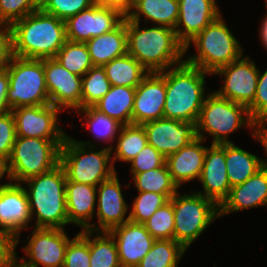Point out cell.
<instances>
[{"instance_id": "obj_39", "label": "cell", "mask_w": 267, "mask_h": 267, "mask_svg": "<svg viewBox=\"0 0 267 267\" xmlns=\"http://www.w3.org/2000/svg\"><path fill=\"white\" fill-rule=\"evenodd\" d=\"M144 225L155 240H174V210L172 203L169 201L158 208Z\"/></svg>"}, {"instance_id": "obj_15", "label": "cell", "mask_w": 267, "mask_h": 267, "mask_svg": "<svg viewBox=\"0 0 267 267\" xmlns=\"http://www.w3.org/2000/svg\"><path fill=\"white\" fill-rule=\"evenodd\" d=\"M121 188L117 172L97 186L96 217L99 224L91 223L87 230L109 232L129 220V216L125 219L129 207L122 195Z\"/></svg>"}, {"instance_id": "obj_41", "label": "cell", "mask_w": 267, "mask_h": 267, "mask_svg": "<svg viewBox=\"0 0 267 267\" xmlns=\"http://www.w3.org/2000/svg\"><path fill=\"white\" fill-rule=\"evenodd\" d=\"M34 11L33 0H0V25L10 27Z\"/></svg>"}, {"instance_id": "obj_28", "label": "cell", "mask_w": 267, "mask_h": 267, "mask_svg": "<svg viewBox=\"0 0 267 267\" xmlns=\"http://www.w3.org/2000/svg\"><path fill=\"white\" fill-rule=\"evenodd\" d=\"M136 87L110 86L109 91L93 107L122 125L132 124Z\"/></svg>"}, {"instance_id": "obj_12", "label": "cell", "mask_w": 267, "mask_h": 267, "mask_svg": "<svg viewBox=\"0 0 267 267\" xmlns=\"http://www.w3.org/2000/svg\"><path fill=\"white\" fill-rule=\"evenodd\" d=\"M125 16L118 7L94 4L65 21L66 39L86 42L115 29Z\"/></svg>"}, {"instance_id": "obj_20", "label": "cell", "mask_w": 267, "mask_h": 267, "mask_svg": "<svg viewBox=\"0 0 267 267\" xmlns=\"http://www.w3.org/2000/svg\"><path fill=\"white\" fill-rule=\"evenodd\" d=\"M165 97V78L159 72L149 73L136 87L132 124L164 118Z\"/></svg>"}, {"instance_id": "obj_21", "label": "cell", "mask_w": 267, "mask_h": 267, "mask_svg": "<svg viewBox=\"0 0 267 267\" xmlns=\"http://www.w3.org/2000/svg\"><path fill=\"white\" fill-rule=\"evenodd\" d=\"M109 233L116 242L121 267H136L155 241L144 224L130 220Z\"/></svg>"}, {"instance_id": "obj_11", "label": "cell", "mask_w": 267, "mask_h": 267, "mask_svg": "<svg viewBox=\"0 0 267 267\" xmlns=\"http://www.w3.org/2000/svg\"><path fill=\"white\" fill-rule=\"evenodd\" d=\"M71 238L64 229L35 228L23 251L27 259H16V267H63L65 250ZM19 261V262H18Z\"/></svg>"}, {"instance_id": "obj_30", "label": "cell", "mask_w": 267, "mask_h": 267, "mask_svg": "<svg viewBox=\"0 0 267 267\" xmlns=\"http://www.w3.org/2000/svg\"><path fill=\"white\" fill-rule=\"evenodd\" d=\"M107 78L112 86L137 87L149 72L126 53L105 64Z\"/></svg>"}, {"instance_id": "obj_53", "label": "cell", "mask_w": 267, "mask_h": 267, "mask_svg": "<svg viewBox=\"0 0 267 267\" xmlns=\"http://www.w3.org/2000/svg\"><path fill=\"white\" fill-rule=\"evenodd\" d=\"M6 174H7V172H6V163L0 159V180H1V179L4 177V175H6ZM4 184H5V183H2V184L0 185V187H1L2 185H4Z\"/></svg>"}, {"instance_id": "obj_5", "label": "cell", "mask_w": 267, "mask_h": 267, "mask_svg": "<svg viewBox=\"0 0 267 267\" xmlns=\"http://www.w3.org/2000/svg\"><path fill=\"white\" fill-rule=\"evenodd\" d=\"M96 144L66 136L60 148V164L69 181L98 186L116 173L110 160L113 146L95 151Z\"/></svg>"}, {"instance_id": "obj_32", "label": "cell", "mask_w": 267, "mask_h": 267, "mask_svg": "<svg viewBox=\"0 0 267 267\" xmlns=\"http://www.w3.org/2000/svg\"><path fill=\"white\" fill-rule=\"evenodd\" d=\"M186 250L174 240H155L136 267H177Z\"/></svg>"}, {"instance_id": "obj_34", "label": "cell", "mask_w": 267, "mask_h": 267, "mask_svg": "<svg viewBox=\"0 0 267 267\" xmlns=\"http://www.w3.org/2000/svg\"><path fill=\"white\" fill-rule=\"evenodd\" d=\"M54 58L70 73L81 77L94 66L85 42L66 40Z\"/></svg>"}, {"instance_id": "obj_7", "label": "cell", "mask_w": 267, "mask_h": 267, "mask_svg": "<svg viewBox=\"0 0 267 267\" xmlns=\"http://www.w3.org/2000/svg\"><path fill=\"white\" fill-rule=\"evenodd\" d=\"M195 126L198 138L206 141V133L213 138L211 144H225L232 143L228 135L243 126L251 128L254 136L257 123L251 118L246 106L212 92L206 95Z\"/></svg>"}, {"instance_id": "obj_27", "label": "cell", "mask_w": 267, "mask_h": 267, "mask_svg": "<svg viewBox=\"0 0 267 267\" xmlns=\"http://www.w3.org/2000/svg\"><path fill=\"white\" fill-rule=\"evenodd\" d=\"M94 66H104L113 59L127 53L126 16L110 32L85 42Z\"/></svg>"}, {"instance_id": "obj_43", "label": "cell", "mask_w": 267, "mask_h": 267, "mask_svg": "<svg viewBox=\"0 0 267 267\" xmlns=\"http://www.w3.org/2000/svg\"><path fill=\"white\" fill-rule=\"evenodd\" d=\"M248 111L257 124L267 122V69L264 73L259 70L256 93Z\"/></svg>"}, {"instance_id": "obj_10", "label": "cell", "mask_w": 267, "mask_h": 267, "mask_svg": "<svg viewBox=\"0 0 267 267\" xmlns=\"http://www.w3.org/2000/svg\"><path fill=\"white\" fill-rule=\"evenodd\" d=\"M169 201L174 210V241L186 249L219 217V207L197 192H177Z\"/></svg>"}, {"instance_id": "obj_8", "label": "cell", "mask_w": 267, "mask_h": 267, "mask_svg": "<svg viewBox=\"0 0 267 267\" xmlns=\"http://www.w3.org/2000/svg\"><path fill=\"white\" fill-rule=\"evenodd\" d=\"M64 140H47L16 136L9 160L7 178L23 183L27 179L48 172L60 163V148Z\"/></svg>"}, {"instance_id": "obj_46", "label": "cell", "mask_w": 267, "mask_h": 267, "mask_svg": "<svg viewBox=\"0 0 267 267\" xmlns=\"http://www.w3.org/2000/svg\"><path fill=\"white\" fill-rule=\"evenodd\" d=\"M16 238L0 229V267H16Z\"/></svg>"}, {"instance_id": "obj_6", "label": "cell", "mask_w": 267, "mask_h": 267, "mask_svg": "<svg viewBox=\"0 0 267 267\" xmlns=\"http://www.w3.org/2000/svg\"><path fill=\"white\" fill-rule=\"evenodd\" d=\"M191 43L194 44L197 53L188 55L184 61L212 75L217 69L238 60L243 55L240 42L226 26L221 15L188 42L184 47V55Z\"/></svg>"}, {"instance_id": "obj_35", "label": "cell", "mask_w": 267, "mask_h": 267, "mask_svg": "<svg viewBox=\"0 0 267 267\" xmlns=\"http://www.w3.org/2000/svg\"><path fill=\"white\" fill-rule=\"evenodd\" d=\"M132 176L138 192L176 194L179 189L173 182L166 163L156 169L132 174Z\"/></svg>"}, {"instance_id": "obj_13", "label": "cell", "mask_w": 267, "mask_h": 267, "mask_svg": "<svg viewBox=\"0 0 267 267\" xmlns=\"http://www.w3.org/2000/svg\"><path fill=\"white\" fill-rule=\"evenodd\" d=\"M224 76L223 86L215 93L224 99L246 106L252 104L256 93L259 69L249 56L222 66L214 73Z\"/></svg>"}, {"instance_id": "obj_40", "label": "cell", "mask_w": 267, "mask_h": 267, "mask_svg": "<svg viewBox=\"0 0 267 267\" xmlns=\"http://www.w3.org/2000/svg\"><path fill=\"white\" fill-rule=\"evenodd\" d=\"M63 267H90L89 230H81L65 250Z\"/></svg>"}, {"instance_id": "obj_17", "label": "cell", "mask_w": 267, "mask_h": 267, "mask_svg": "<svg viewBox=\"0 0 267 267\" xmlns=\"http://www.w3.org/2000/svg\"><path fill=\"white\" fill-rule=\"evenodd\" d=\"M196 123L161 118L143 123L148 144L163 156L178 152L187 146L196 136Z\"/></svg>"}, {"instance_id": "obj_42", "label": "cell", "mask_w": 267, "mask_h": 267, "mask_svg": "<svg viewBox=\"0 0 267 267\" xmlns=\"http://www.w3.org/2000/svg\"><path fill=\"white\" fill-rule=\"evenodd\" d=\"M165 162L166 157L147 143L137 156L128 163H131V174H138L161 167Z\"/></svg>"}, {"instance_id": "obj_45", "label": "cell", "mask_w": 267, "mask_h": 267, "mask_svg": "<svg viewBox=\"0 0 267 267\" xmlns=\"http://www.w3.org/2000/svg\"><path fill=\"white\" fill-rule=\"evenodd\" d=\"M16 139L14 116L10 111L0 115V159L9 160Z\"/></svg>"}, {"instance_id": "obj_50", "label": "cell", "mask_w": 267, "mask_h": 267, "mask_svg": "<svg viewBox=\"0 0 267 267\" xmlns=\"http://www.w3.org/2000/svg\"><path fill=\"white\" fill-rule=\"evenodd\" d=\"M93 2L97 5L118 7L125 13L128 11L131 4L128 0H93Z\"/></svg>"}, {"instance_id": "obj_22", "label": "cell", "mask_w": 267, "mask_h": 267, "mask_svg": "<svg viewBox=\"0 0 267 267\" xmlns=\"http://www.w3.org/2000/svg\"><path fill=\"white\" fill-rule=\"evenodd\" d=\"M220 15L215 0H179V17L174 29L178 41L185 47Z\"/></svg>"}, {"instance_id": "obj_1", "label": "cell", "mask_w": 267, "mask_h": 267, "mask_svg": "<svg viewBox=\"0 0 267 267\" xmlns=\"http://www.w3.org/2000/svg\"><path fill=\"white\" fill-rule=\"evenodd\" d=\"M126 30L127 53L149 73L167 70L184 61V46L174 29L160 25L141 29L140 22L126 17Z\"/></svg>"}, {"instance_id": "obj_44", "label": "cell", "mask_w": 267, "mask_h": 267, "mask_svg": "<svg viewBox=\"0 0 267 267\" xmlns=\"http://www.w3.org/2000/svg\"><path fill=\"white\" fill-rule=\"evenodd\" d=\"M92 5H94L93 0H51L43 11L66 21Z\"/></svg>"}, {"instance_id": "obj_16", "label": "cell", "mask_w": 267, "mask_h": 267, "mask_svg": "<svg viewBox=\"0 0 267 267\" xmlns=\"http://www.w3.org/2000/svg\"><path fill=\"white\" fill-rule=\"evenodd\" d=\"M46 87L50 104L66 109H81L82 77L70 73L55 58L44 59Z\"/></svg>"}, {"instance_id": "obj_25", "label": "cell", "mask_w": 267, "mask_h": 267, "mask_svg": "<svg viewBox=\"0 0 267 267\" xmlns=\"http://www.w3.org/2000/svg\"><path fill=\"white\" fill-rule=\"evenodd\" d=\"M97 186L66 180L65 198L69 224L80 226L87 230L95 213Z\"/></svg>"}, {"instance_id": "obj_37", "label": "cell", "mask_w": 267, "mask_h": 267, "mask_svg": "<svg viewBox=\"0 0 267 267\" xmlns=\"http://www.w3.org/2000/svg\"><path fill=\"white\" fill-rule=\"evenodd\" d=\"M110 82L103 66H93L82 76L81 109L93 106L110 89Z\"/></svg>"}, {"instance_id": "obj_48", "label": "cell", "mask_w": 267, "mask_h": 267, "mask_svg": "<svg viewBox=\"0 0 267 267\" xmlns=\"http://www.w3.org/2000/svg\"><path fill=\"white\" fill-rule=\"evenodd\" d=\"M9 87V77L7 68L0 69V115L10 109L7 106V91Z\"/></svg>"}, {"instance_id": "obj_38", "label": "cell", "mask_w": 267, "mask_h": 267, "mask_svg": "<svg viewBox=\"0 0 267 267\" xmlns=\"http://www.w3.org/2000/svg\"><path fill=\"white\" fill-rule=\"evenodd\" d=\"M175 194H158L154 192H139L133 200L129 220L144 224L158 208L164 206Z\"/></svg>"}, {"instance_id": "obj_18", "label": "cell", "mask_w": 267, "mask_h": 267, "mask_svg": "<svg viewBox=\"0 0 267 267\" xmlns=\"http://www.w3.org/2000/svg\"><path fill=\"white\" fill-rule=\"evenodd\" d=\"M32 221L29 199L22 183L11 181L0 187V229L11 233L20 241V233Z\"/></svg>"}, {"instance_id": "obj_36", "label": "cell", "mask_w": 267, "mask_h": 267, "mask_svg": "<svg viewBox=\"0 0 267 267\" xmlns=\"http://www.w3.org/2000/svg\"><path fill=\"white\" fill-rule=\"evenodd\" d=\"M79 114L83 112L85 125L94 134L95 139L111 143L115 140L117 133L120 132L122 124L112 119L104 113L99 112L93 106H88L76 110ZM86 117V118H85Z\"/></svg>"}, {"instance_id": "obj_49", "label": "cell", "mask_w": 267, "mask_h": 267, "mask_svg": "<svg viewBox=\"0 0 267 267\" xmlns=\"http://www.w3.org/2000/svg\"><path fill=\"white\" fill-rule=\"evenodd\" d=\"M267 122L257 124L254 137L258 140L262 146H264L265 154L267 155ZM263 166L267 168V159L263 160Z\"/></svg>"}, {"instance_id": "obj_2", "label": "cell", "mask_w": 267, "mask_h": 267, "mask_svg": "<svg viewBox=\"0 0 267 267\" xmlns=\"http://www.w3.org/2000/svg\"><path fill=\"white\" fill-rule=\"evenodd\" d=\"M12 53L28 59L54 58L66 42L65 21L34 11L10 26Z\"/></svg>"}, {"instance_id": "obj_31", "label": "cell", "mask_w": 267, "mask_h": 267, "mask_svg": "<svg viewBox=\"0 0 267 267\" xmlns=\"http://www.w3.org/2000/svg\"><path fill=\"white\" fill-rule=\"evenodd\" d=\"M117 136V146L110 149L111 153L115 152L114 156H111L113 167L117 160L131 161L148 143L145 129L140 124L122 125Z\"/></svg>"}, {"instance_id": "obj_24", "label": "cell", "mask_w": 267, "mask_h": 267, "mask_svg": "<svg viewBox=\"0 0 267 267\" xmlns=\"http://www.w3.org/2000/svg\"><path fill=\"white\" fill-rule=\"evenodd\" d=\"M202 142L206 141L196 137L187 146L166 157L165 163L178 188L183 183L193 181L196 178L199 180L207 149V146H203Z\"/></svg>"}, {"instance_id": "obj_14", "label": "cell", "mask_w": 267, "mask_h": 267, "mask_svg": "<svg viewBox=\"0 0 267 267\" xmlns=\"http://www.w3.org/2000/svg\"><path fill=\"white\" fill-rule=\"evenodd\" d=\"M61 111L52 104L20 106L11 110L15 120L16 136L65 140L67 133L58 124V114Z\"/></svg>"}, {"instance_id": "obj_3", "label": "cell", "mask_w": 267, "mask_h": 267, "mask_svg": "<svg viewBox=\"0 0 267 267\" xmlns=\"http://www.w3.org/2000/svg\"><path fill=\"white\" fill-rule=\"evenodd\" d=\"M165 78L164 118L196 123L205 99V78L212 75L182 63L159 72Z\"/></svg>"}, {"instance_id": "obj_51", "label": "cell", "mask_w": 267, "mask_h": 267, "mask_svg": "<svg viewBox=\"0 0 267 267\" xmlns=\"http://www.w3.org/2000/svg\"><path fill=\"white\" fill-rule=\"evenodd\" d=\"M259 29H260L259 36H260L261 42L264 48H266L267 50V14H266V17H264L261 23V27Z\"/></svg>"}, {"instance_id": "obj_47", "label": "cell", "mask_w": 267, "mask_h": 267, "mask_svg": "<svg viewBox=\"0 0 267 267\" xmlns=\"http://www.w3.org/2000/svg\"><path fill=\"white\" fill-rule=\"evenodd\" d=\"M12 56V34L10 27L0 25V69L8 67Z\"/></svg>"}, {"instance_id": "obj_29", "label": "cell", "mask_w": 267, "mask_h": 267, "mask_svg": "<svg viewBox=\"0 0 267 267\" xmlns=\"http://www.w3.org/2000/svg\"><path fill=\"white\" fill-rule=\"evenodd\" d=\"M225 163L230 186L241 184L263 167V159L232 143H225Z\"/></svg>"}, {"instance_id": "obj_26", "label": "cell", "mask_w": 267, "mask_h": 267, "mask_svg": "<svg viewBox=\"0 0 267 267\" xmlns=\"http://www.w3.org/2000/svg\"><path fill=\"white\" fill-rule=\"evenodd\" d=\"M129 20L166 26L175 29L179 17V0H134L125 13ZM141 16V17H140Z\"/></svg>"}, {"instance_id": "obj_4", "label": "cell", "mask_w": 267, "mask_h": 267, "mask_svg": "<svg viewBox=\"0 0 267 267\" xmlns=\"http://www.w3.org/2000/svg\"><path fill=\"white\" fill-rule=\"evenodd\" d=\"M66 174L59 163L48 172L24 181L35 228L64 229L69 224L66 204Z\"/></svg>"}, {"instance_id": "obj_23", "label": "cell", "mask_w": 267, "mask_h": 267, "mask_svg": "<svg viewBox=\"0 0 267 267\" xmlns=\"http://www.w3.org/2000/svg\"><path fill=\"white\" fill-rule=\"evenodd\" d=\"M267 207V168L264 166L245 182L231 187L219 207V217L258 206Z\"/></svg>"}, {"instance_id": "obj_19", "label": "cell", "mask_w": 267, "mask_h": 267, "mask_svg": "<svg viewBox=\"0 0 267 267\" xmlns=\"http://www.w3.org/2000/svg\"><path fill=\"white\" fill-rule=\"evenodd\" d=\"M199 181L202 184L203 193L202 191L197 193L220 207L229 196L231 189L226 171L225 144H211L207 147Z\"/></svg>"}, {"instance_id": "obj_52", "label": "cell", "mask_w": 267, "mask_h": 267, "mask_svg": "<svg viewBox=\"0 0 267 267\" xmlns=\"http://www.w3.org/2000/svg\"><path fill=\"white\" fill-rule=\"evenodd\" d=\"M51 0H33L34 9L36 11H43Z\"/></svg>"}, {"instance_id": "obj_33", "label": "cell", "mask_w": 267, "mask_h": 267, "mask_svg": "<svg viewBox=\"0 0 267 267\" xmlns=\"http://www.w3.org/2000/svg\"><path fill=\"white\" fill-rule=\"evenodd\" d=\"M89 253L90 267H121L116 242L109 232L89 230Z\"/></svg>"}, {"instance_id": "obj_9", "label": "cell", "mask_w": 267, "mask_h": 267, "mask_svg": "<svg viewBox=\"0 0 267 267\" xmlns=\"http://www.w3.org/2000/svg\"><path fill=\"white\" fill-rule=\"evenodd\" d=\"M9 87L7 106L13 110L20 106L50 104L46 87L44 59L12 56L7 67Z\"/></svg>"}]
</instances>
